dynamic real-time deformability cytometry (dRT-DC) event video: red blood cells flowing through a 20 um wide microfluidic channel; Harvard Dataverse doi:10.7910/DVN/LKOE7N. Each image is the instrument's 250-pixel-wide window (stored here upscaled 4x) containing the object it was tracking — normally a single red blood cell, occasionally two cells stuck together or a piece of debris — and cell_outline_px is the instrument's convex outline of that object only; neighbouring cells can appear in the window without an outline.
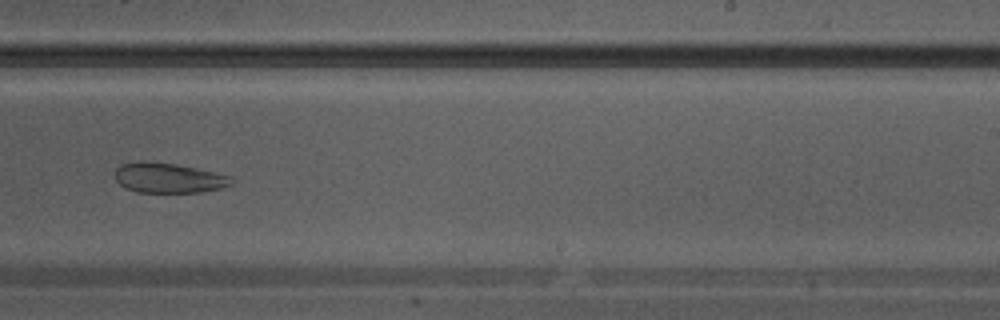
{"species": "Egyptian fruit bat (a non-hibernating species)", "species_latin": "Rousettus aegyptiacus", "temperature_condition": "warm", "stored_images_in_passage": 22, "camera_frame_rate_fps": 3000, "um_per_image_px": 0.085, "animal": {"sex": "male"}, "frame": {"image": 1, "passage_image": 19, "time_ms": 6.0, "image_size_px": [1000, 320], "cell_outline_px": [[236, 180], [232, 184], [220, 188], [200, 192], [136, 192], [120, 184], [116, 180], [116, 168], [120, 164], [140, 160], [144, 160], [176, 164], [216, 172], [232, 176]], "centroid_in_image_um": [14.35, 15.1], "position_along_channel_um": 274.6, "area_um2": 20.52}}